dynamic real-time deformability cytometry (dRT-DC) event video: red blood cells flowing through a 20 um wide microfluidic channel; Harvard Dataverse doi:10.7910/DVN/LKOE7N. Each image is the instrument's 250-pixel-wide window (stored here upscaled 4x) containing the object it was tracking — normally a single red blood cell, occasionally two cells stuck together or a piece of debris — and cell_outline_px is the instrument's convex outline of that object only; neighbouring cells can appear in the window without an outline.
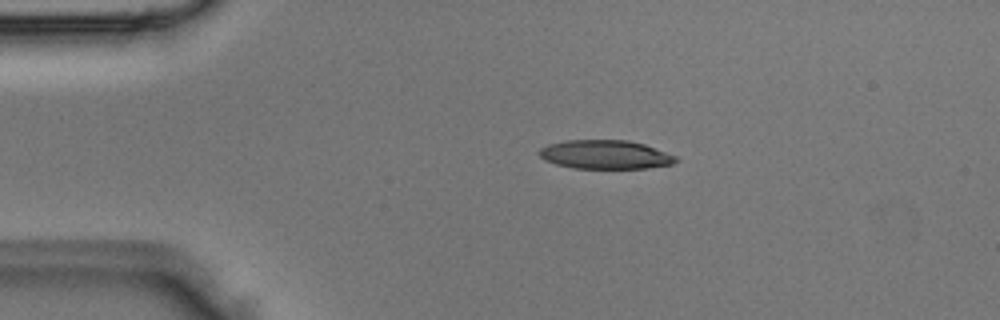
{"species": "Egyptian fruit bat (a non-hibernating species)", "species_latin": "Rousettus aegyptiacus", "temperature_condition": "room temperature", "stored_images_in_passage": 2, "camera_frame_rate_fps": 3000, "um_per_image_px": 0.085, "animal": {"sex": "male"}, "frame": {"image": 1, "passage_image": 1, "time_ms": 0.0, "image_size_px": [1000, 320], "cell_outline_px": [[680, 160], [672, 164], [648, 168], [572, 168], [556, 164], [544, 160], [536, 152], [540, 148], [548, 144], [564, 140], [628, 140], [644, 144], [676, 156]], "centroid_in_image_um": [51.42, 13.13], "position_along_channel_um": 33.6, "area_um2": 23.06}}